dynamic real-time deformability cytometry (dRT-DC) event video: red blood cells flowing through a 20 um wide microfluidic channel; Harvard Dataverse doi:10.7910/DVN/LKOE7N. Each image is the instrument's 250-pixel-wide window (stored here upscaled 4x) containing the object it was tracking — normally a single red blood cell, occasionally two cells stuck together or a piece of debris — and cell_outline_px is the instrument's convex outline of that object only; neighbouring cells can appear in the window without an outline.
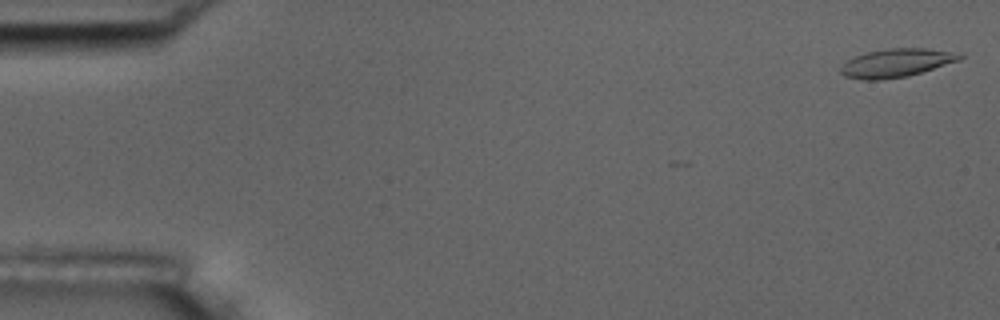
{"species": "common noctule bat (a hibernating species)", "species_latin": "Nyctalus noctula", "temperature_condition": "room temperature", "stored_images_in_passage": 9, "camera_frame_rate_fps": 3000, "um_per_image_px": 0.085, "animal": {"sex": "male", "body_mass_g": 17.5, "forearm_length_mm": 52.3}, "frame": {"image": 1, "passage_image": 1, "time_ms": 0.0, "image_size_px": [1000, 320], "cell_outline_px": [[964, 56], [960, 60], [908, 76], [880, 80], [860, 80], [844, 76], [840, 72], [840, 68], [848, 60], [856, 56], [868, 52], [888, 48], [928, 48], [964, 52]], "centroid_in_image_um": [76.25, 5.34], "position_along_channel_um": 8.8, "area_um2": 19.88}}
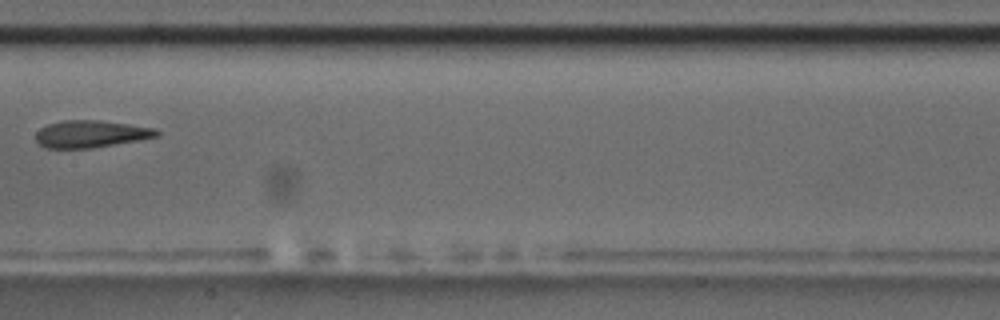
{"frame": {"image": 2, "passage_image": 8, "time_ms": 9.0, "image_size_px": [1000, 320], "cell_outline_px": [[160, 136], [140, 140], [92, 148], [44, 148], [36, 140], [36, 132], [40, 128], [48, 124], [64, 120], [100, 120], [128, 124], [152, 128], [160, 132]], "centroid_in_image_um": [7.71, 11.39], "position_along_channel_um": 199.7, "area_um2": 19.13}}
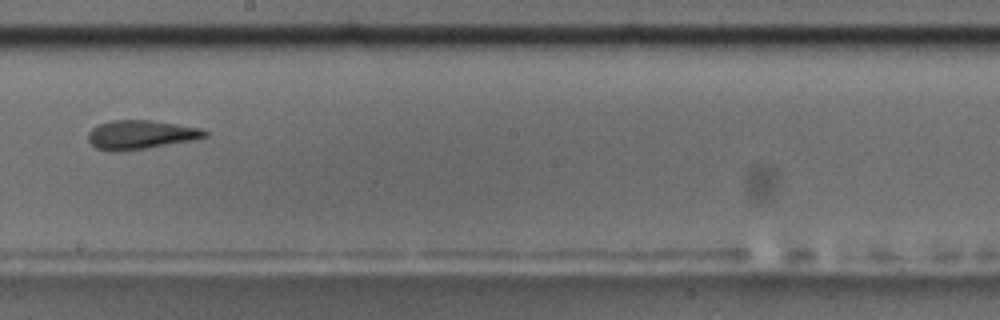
{"frame": {"image": 3, "passage_image": 9, "time_ms": 10.0, "image_size_px": [1000, 320], "cell_outline_px": [[208, 136], [192, 140], [148, 148], [112, 152], [96, 148], [88, 140], [88, 132], [96, 124], [112, 120], [152, 120], [200, 128], [208, 132]], "centroid_in_image_um": [11.92, 11.44], "position_along_channel_um": 236.3, "area_um2": 19.71}}